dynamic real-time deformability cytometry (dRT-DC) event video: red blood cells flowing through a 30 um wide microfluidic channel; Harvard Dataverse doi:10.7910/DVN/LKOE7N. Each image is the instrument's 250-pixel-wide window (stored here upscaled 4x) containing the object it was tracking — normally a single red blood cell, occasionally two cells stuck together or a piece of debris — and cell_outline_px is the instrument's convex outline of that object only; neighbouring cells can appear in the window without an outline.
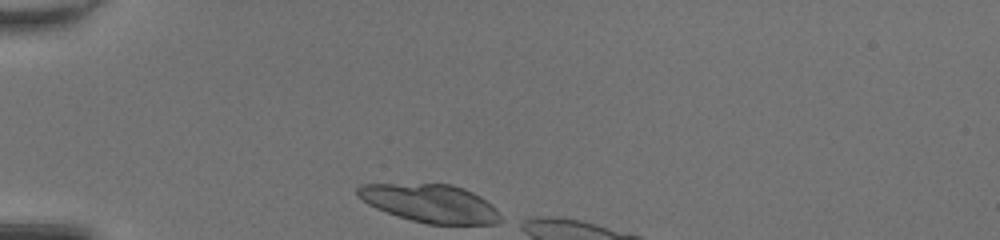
{"species": "common noctule bat (a hibernating species)", "species_latin": "Nyctalus noctula", "temperature_condition": "room temperature", "stored_images_in_passage": 7, "camera_frame_rate_fps": 3000, "um_per_image_px": 0.085, "animal": {"sex": "female", "body_mass_g": 20.0, "forearm_length_mm": 54.0}, "frame": {"image": 1, "passage_image": 1, "time_ms": 0.0, "image_size_px": [1000, 240], "cell_outline_px": [[504, 220], [496, 224], [428, 224], [396, 216], [376, 208], [368, 204], [356, 196], [356, 188], [360, 184], [452, 184], [464, 188], [480, 196], [492, 204], [496, 208]], "centroid_in_image_um": [36.58, 17.29], "position_along_channel_um": 48.4, "area_um2": 31.96}}